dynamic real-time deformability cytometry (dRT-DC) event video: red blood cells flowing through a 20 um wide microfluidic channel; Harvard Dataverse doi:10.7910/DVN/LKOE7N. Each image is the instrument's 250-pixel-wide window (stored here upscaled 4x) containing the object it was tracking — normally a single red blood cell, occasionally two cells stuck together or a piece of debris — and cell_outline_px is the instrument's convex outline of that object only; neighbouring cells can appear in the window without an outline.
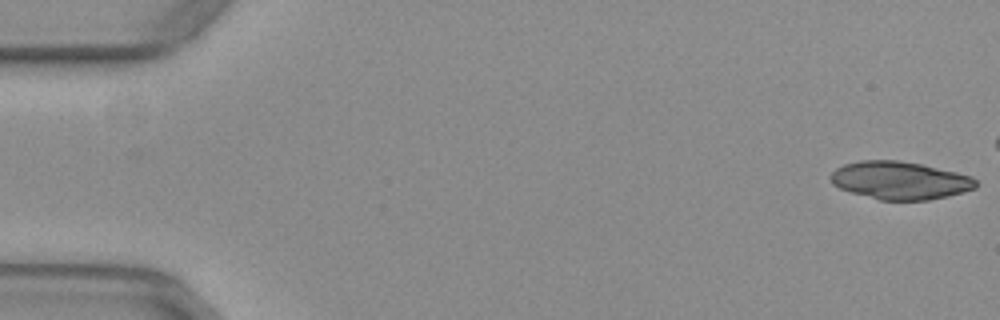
{"species": "common noctule bat (a hibernating species)", "species_latin": "Nyctalus noctula", "temperature_condition": "warm", "stored_images_in_passage": 17, "camera_frame_rate_fps": 3000, "um_per_image_px": 0.085, "animal": {"sex": "female", "body_mass_g": 29.2, "forearm_length_mm": 56.3}, "frame": {"image": 1, "passage_image": 1, "time_ms": 0.0, "image_size_px": [1000, 320], "cell_outline_px": [[976, 188], [948, 196], [928, 200], [880, 200], [852, 192], [840, 188], [832, 184], [828, 176], [836, 168], [844, 164], [860, 160], [896, 160], [920, 164], [956, 172], [972, 176], [976, 180]], "centroid_in_image_um": [76.47, 15.33], "position_along_channel_um": 8.5, "area_um2": 31.96}}